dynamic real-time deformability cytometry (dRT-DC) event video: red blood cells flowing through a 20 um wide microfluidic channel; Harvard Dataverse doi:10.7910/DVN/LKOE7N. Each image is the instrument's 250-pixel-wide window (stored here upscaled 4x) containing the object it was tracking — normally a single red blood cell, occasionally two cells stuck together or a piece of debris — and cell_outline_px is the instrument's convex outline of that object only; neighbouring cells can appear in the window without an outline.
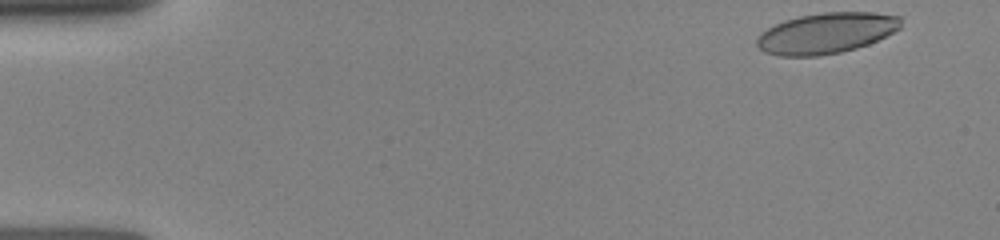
{"species": "human", "species_latin": "Homo sapiens", "temperature_condition": "room temperature", "stored_images_in_passage": 15, "camera_frame_rate_fps": 3000, "um_per_image_px": 0.085, "donor": {"sex": "female"}, "frame": {"image": 1, "passage_image": 1, "time_ms": 0.0, "image_size_px": [1000, 240], "cell_outline_px": [[900, 28], [868, 44], [856, 48], [840, 52], [816, 56], [780, 56], [764, 52], [756, 44], [756, 40], [768, 28], [784, 20], [800, 16], [824, 12], [872, 12], [900, 16]], "centroid_in_image_um": [70.22, 2.81], "position_along_channel_um": 14.8, "area_um2": 33.81}}
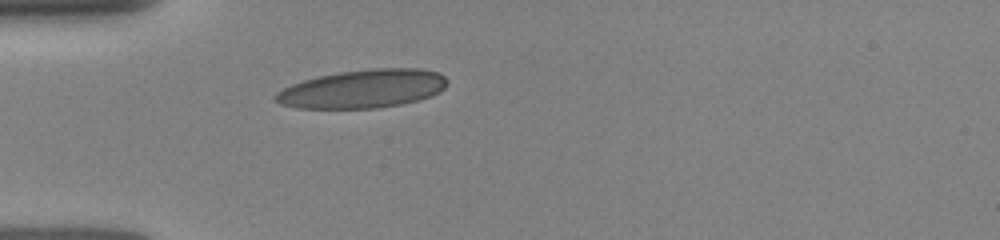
{"frame": {"image": 2, "passage_image": 13, "time_ms": 3.667, "image_size_px": [1000, 240], "cell_outline_px": [[448, 84], [440, 92], [432, 96], [400, 104], [376, 108], [296, 108], [280, 104], [272, 100], [272, 96], [276, 92], [292, 84], [304, 80], [320, 76], [340, 72], [376, 68], [420, 68], [436, 72], [444, 76], [448, 80]], "centroid_in_image_um": [30.83, 7.55], "position_along_channel_um": 54.2, "area_um2": 38.44}}